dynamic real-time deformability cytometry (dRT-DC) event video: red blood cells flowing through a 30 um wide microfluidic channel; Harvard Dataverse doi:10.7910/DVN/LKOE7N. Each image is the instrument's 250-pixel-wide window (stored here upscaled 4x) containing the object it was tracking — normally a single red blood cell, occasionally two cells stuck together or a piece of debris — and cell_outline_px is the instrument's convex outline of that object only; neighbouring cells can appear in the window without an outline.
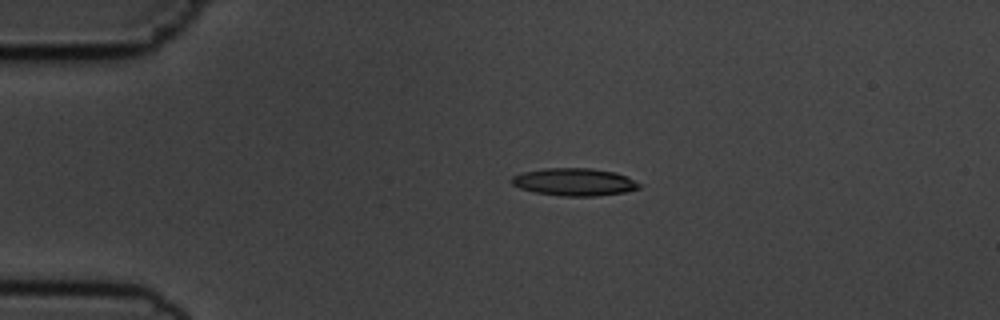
{"species": "common noctule bat (a hibernating species)", "species_latin": "Nyctalus noctula", "temperature_condition": "cold", "stored_images_in_passage": 4, "camera_frame_rate_fps": 3000, "um_per_image_px": 0.085, "animal": {"sex": "male", "body_mass_g": 19.5, "forearm_length_mm": 54.6}, "frame": {"image": 1, "passage_image": 3, "time_ms": 2.333, "image_size_px": [1000, 320], "cell_outline_px": [[644, 184], [640, 188], [624, 192], [596, 196], [560, 196], [536, 192], [520, 188], [512, 184], [512, 176], [524, 172], [544, 168], [592, 168], [616, 172]], "centroid_in_image_um": [48.86, 15.46], "position_along_channel_um": 36.1, "area_um2": 20.52}}